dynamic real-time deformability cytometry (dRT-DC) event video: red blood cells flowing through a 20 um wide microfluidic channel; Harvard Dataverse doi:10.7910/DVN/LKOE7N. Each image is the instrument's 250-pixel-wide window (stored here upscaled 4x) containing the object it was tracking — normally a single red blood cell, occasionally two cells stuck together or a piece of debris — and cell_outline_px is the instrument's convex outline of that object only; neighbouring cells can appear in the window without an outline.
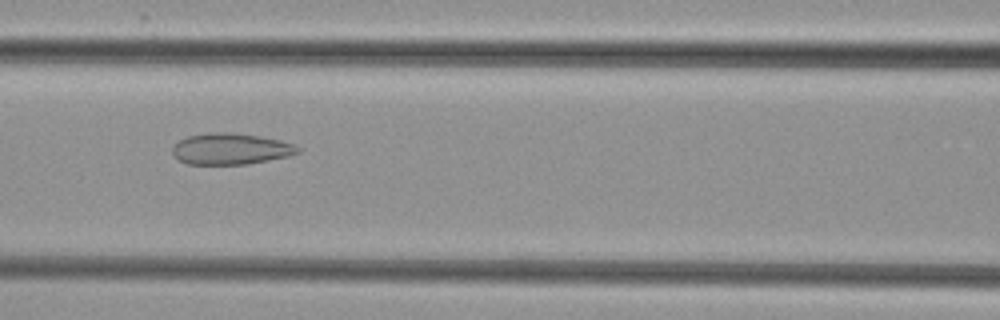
{"species": "common noctule bat (a hibernating species)", "species_latin": "Nyctalus noctula", "temperature_condition": "cold", "stored_images_in_passage": 8, "camera_frame_rate_fps": 3000, "um_per_image_px": 0.085, "animal": {"sex": "female", "body_mass_g": 29.2, "forearm_length_mm": 56.3}, "frame": {"image": 1, "passage_image": 7, "time_ms": 7.0, "image_size_px": [1000, 320], "cell_outline_px": [[300, 152], [288, 156], [248, 164], [188, 164], [176, 160], [172, 156], [172, 148], [180, 140], [188, 136], [208, 132], [232, 132], [260, 136], [280, 140], [292, 144], [300, 148]], "centroid_in_image_um": [19.57, 12.65], "position_along_channel_um": 147.0, "area_um2": 22.95}}
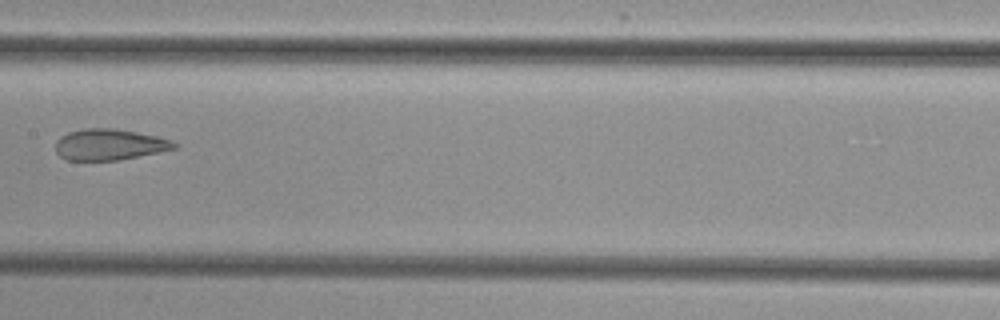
{"frame": {"image": 2, "passage_image": 8, "time_ms": 8.333, "image_size_px": [1000, 320], "cell_outline_px": [[176, 148], [116, 160], [68, 160], [60, 156], [56, 152], [56, 140], [60, 136], [68, 132], [84, 128], [116, 128], [156, 136], [172, 140], [176, 144]], "centroid_in_image_um": [9.25, 12.27], "position_along_channel_um": 198.2, "area_um2": 21.27}}